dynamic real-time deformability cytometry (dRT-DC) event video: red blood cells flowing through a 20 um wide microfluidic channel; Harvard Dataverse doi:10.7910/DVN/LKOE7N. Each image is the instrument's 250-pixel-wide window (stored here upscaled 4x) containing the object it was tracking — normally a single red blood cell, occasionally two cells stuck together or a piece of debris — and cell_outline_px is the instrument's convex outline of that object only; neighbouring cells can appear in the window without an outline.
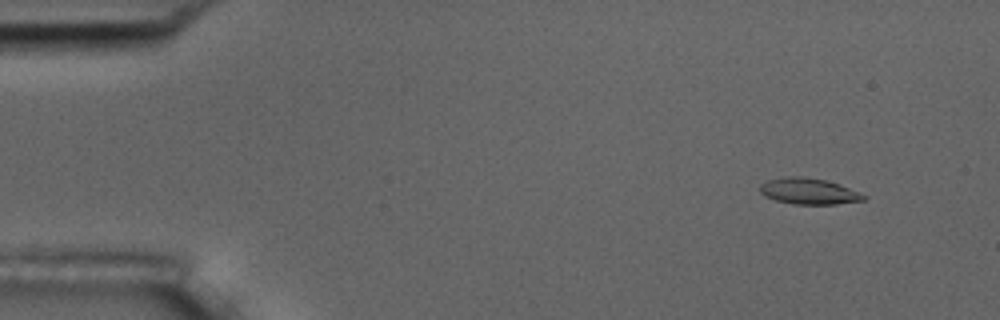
{"species": "common noctule bat (a hibernating species)", "species_latin": "Nyctalus noctula", "temperature_condition": "room temperature", "stored_images_in_passage": 9, "camera_frame_rate_fps": 3000, "um_per_image_px": 0.085, "animal": {"sex": "male", "body_mass_g": 17.5, "forearm_length_mm": 52.3}, "frame": {"image": 1, "passage_image": 1, "time_ms": 0.0, "image_size_px": [1000, 320], "cell_outline_px": [[868, 196], [864, 200], [836, 204], [796, 204], [776, 200], [764, 196], [760, 192], [760, 184], [768, 180], [788, 176], [804, 176], [824, 180], [848, 188]], "centroid_in_image_um": [68.71, 16.25], "position_along_channel_um": 16.3, "area_um2": 15.55}}
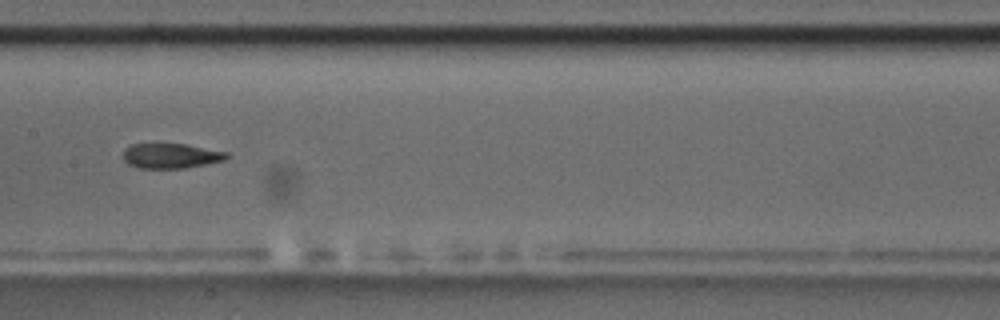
{"frame": {"image": 2, "passage_image": 7, "time_ms": 7.667, "image_size_px": [1000, 320], "cell_outline_px": [[228, 156], [224, 160], [184, 168], [140, 168], [128, 164], [124, 160], [124, 148], [132, 144], [184, 144], [228, 152]], "centroid_in_image_um": [14.5, 13.24], "position_along_channel_um": 192.9, "area_um2": 14.85}}
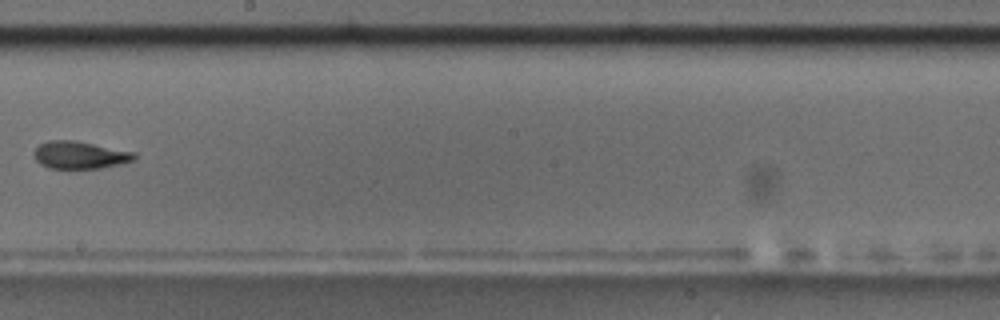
{"frame": {"image": 3, "passage_image": 8, "time_ms": 9.0, "image_size_px": [1000, 320], "cell_outline_px": [[136, 160], [120, 164], [100, 168], [48, 168], [40, 164], [36, 160], [36, 148], [40, 144], [48, 140], [76, 140], [136, 152]], "centroid_in_image_um": [6.84, 13.17], "position_along_channel_um": 241.4, "area_um2": 16.07}}